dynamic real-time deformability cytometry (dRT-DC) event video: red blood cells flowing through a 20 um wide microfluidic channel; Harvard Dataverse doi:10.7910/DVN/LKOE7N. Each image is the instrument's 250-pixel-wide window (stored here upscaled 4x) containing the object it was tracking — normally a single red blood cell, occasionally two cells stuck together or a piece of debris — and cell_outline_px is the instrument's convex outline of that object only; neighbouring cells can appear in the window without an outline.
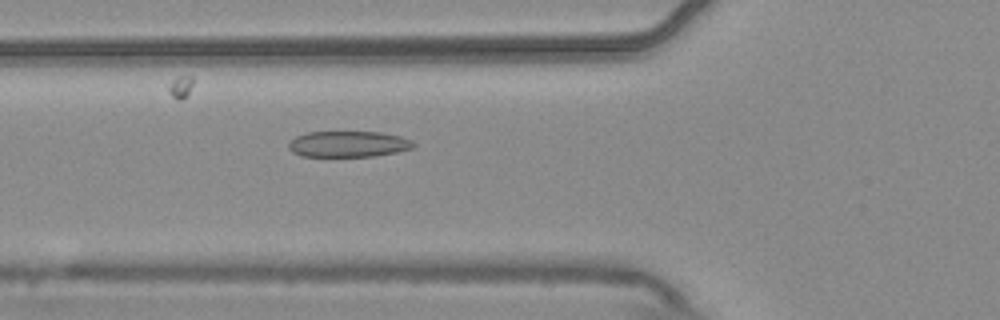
{"species": "common noctule bat (a hibernating species)", "species_latin": "Nyctalus noctula", "temperature_condition": "warm", "stored_images_in_passage": 5, "camera_frame_rate_fps": 3000, "um_per_image_px": 0.085, "animal": {"sex": "male", "body_mass_g": 20.4}, "frame": {"image": 1, "passage_image": 5, "time_ms": 1.333, "image_size_px": [1000, 320], "cell_outline_px": [[416, 144], [412, 148], [396, 152], [372, 156], [300, 156], [292, 152], [288, 148], [288, 144], [296, 136], [308, 132], [380, 132], [400, 136], [412, 140]], "centroid_in_image_um": [29.6, 12.24], "position_along_channel_um": 96.2, "area_um2": 18.84}}